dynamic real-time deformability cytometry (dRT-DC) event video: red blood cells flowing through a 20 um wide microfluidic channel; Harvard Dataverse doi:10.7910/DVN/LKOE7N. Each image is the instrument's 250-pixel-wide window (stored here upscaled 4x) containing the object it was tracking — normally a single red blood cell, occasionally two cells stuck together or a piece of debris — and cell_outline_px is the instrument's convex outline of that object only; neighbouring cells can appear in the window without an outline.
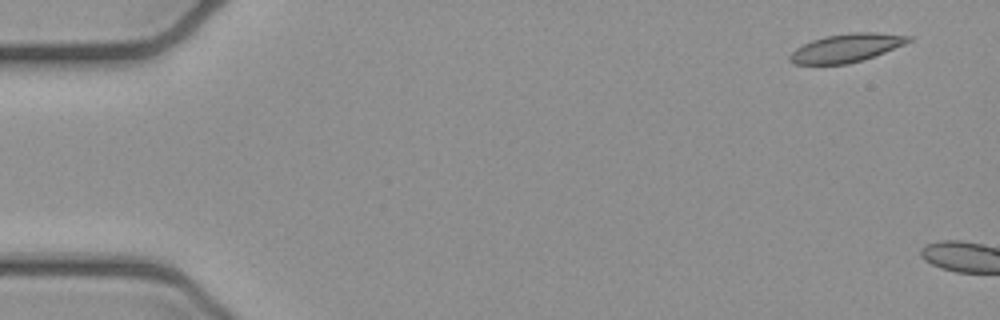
{"species": "common noctule bat (a hibernating species)", "species_latin": "Nyctalus noctula", "temperature_condition": "cold", "stored_images_in_passage": 2, "camera_frame_rate_fps": 3000, "um_per_image_px": 0.085, "animal": {"sex": "female", "body_mass_g": 21.9}, "frame": {"image": 1, "passage_image": 1, "time_ms": 0.0, "image_size_px": [1000, 320], "cell_outline_px": [[912, 40], [904, 44], [864, 60], [848, 64], [796, 64], [788, 60], [788, 56], [796, 48], [812, 40], [824, 36], [852, 32], [876, 32], [912, 36]], "centroid_in_image_um": [71.94, 4.07], "position_along_channel_um": 13.1, "area_um2": 19.59}}